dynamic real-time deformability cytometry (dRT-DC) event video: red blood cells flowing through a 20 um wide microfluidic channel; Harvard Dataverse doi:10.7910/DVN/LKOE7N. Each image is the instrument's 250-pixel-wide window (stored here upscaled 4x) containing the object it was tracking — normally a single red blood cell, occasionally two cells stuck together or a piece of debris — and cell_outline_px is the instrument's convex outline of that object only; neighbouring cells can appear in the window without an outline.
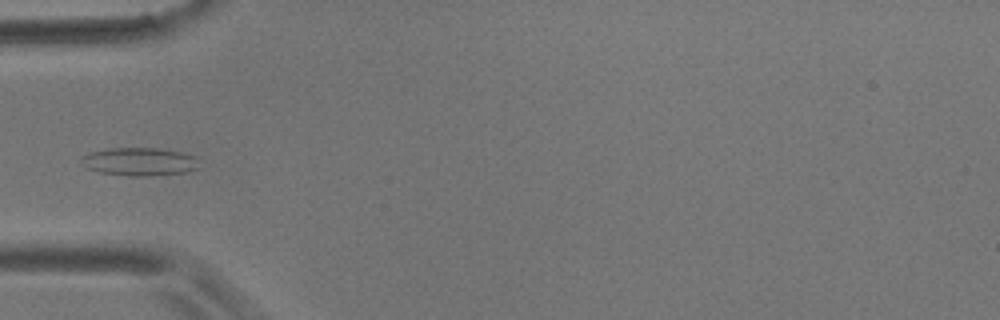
{"species": "common noctule bat (a hibernating species)", "species_latin": "Nyctalus noctula", "temperature_condition": "room temperature", "stored_images_in_passage": 13, "camera_frame_rate_fps": 3000, "um_per_image_px": 0.085, "animal": {"sex": "male", "body_mass_g": 17.9}, "frame": {"image": 1, "passage_image": 4, "time_ms": 4.333, "image_size_px": [1000, 320], "cell_outline_px": [[200, 168], [188, 172], [148, 176], [128, 176], [100, 172], [88, 168], [80, 156], [92, 152], [112, 148], [156, 148], [180, 152], [196, 156]], "centroid_in_image_um": [11.93, 13.75], "position_along_channel_um": 73.1, "area_um2": 19.19}}
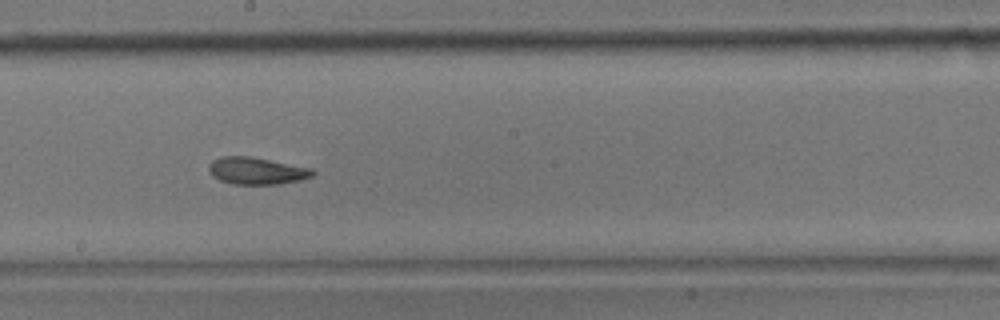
{"frame": {"image": 2, "passage_image": 8, "time_ms": 8.667, "image_size_px": [1000, 320], "cell_outline_px": [[316, 172], [312, 176], [300, 180], [280, 184], [232, 184], [220, 180], [212, 176], [208, 172], [208, 164], [212, 160], [220, 156], [252, 156], [312, 168]], "centroid_in_image_um": [21.79, 14.51], "position_along_channel_um": 226.4, "area_um2": 16.65}}
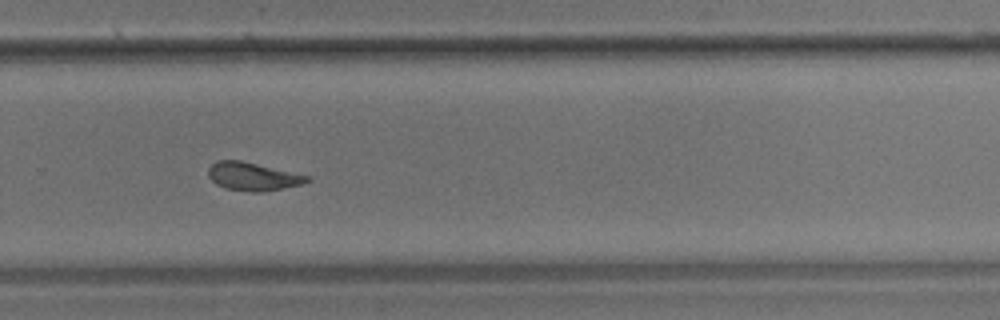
{"frame": {"image": 3, "passage_image": 10, "time_ms": 11.0, "image_size_px": [1000, 320], "cell_outline_px": [[312, 180], [300, 184], [260, 192], [248, 192], [224, 188], [216, 184], [208, 176], [208, 168], [216, 160], [240, 160], [312, 176]], "centroid_in_image_um": [21.48, 14.99], "position_along_channel_um": 308.3, "area_um2": 16.24}, "authors_computed_cell_mechanics": {"area_um2": 16.6464, "velocity_mm_per_s": 3.5356, "shape_relaxation_time_tau1_ms": null, "shape_relaxation_time_tau2_ms": 5.5392, "deformation_change_tau1": null, "deformation_change_tau2": 0.1307}}